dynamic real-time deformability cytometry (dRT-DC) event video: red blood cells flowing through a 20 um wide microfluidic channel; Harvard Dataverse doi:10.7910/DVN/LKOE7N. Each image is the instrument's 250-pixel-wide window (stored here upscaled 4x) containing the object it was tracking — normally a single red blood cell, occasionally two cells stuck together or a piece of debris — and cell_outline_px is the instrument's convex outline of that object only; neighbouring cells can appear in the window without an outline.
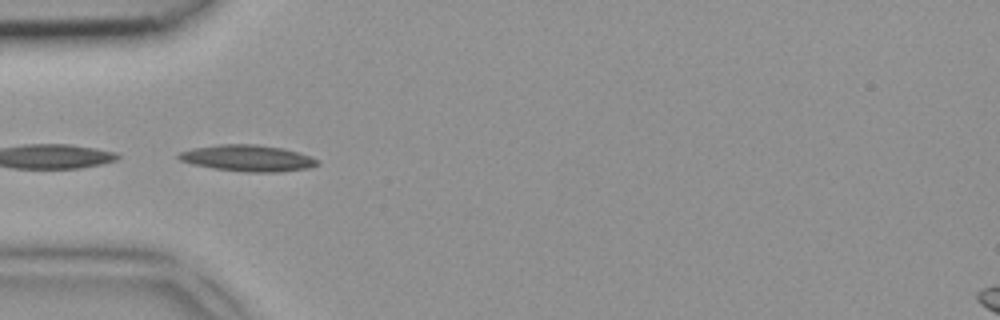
{"species": "common noctule bat (a hibernating species)", "species_latin": "Nyctalus noctula", "temperature_condition": "room temperature", "stored_images_in_passage": 5, "camera_frame_rate_fps": 3000, "um_per_image_px": 0.085, "animal": {"sex": "female", "body_mass_g": 18.4}, "frame": {"image": 1, "passage_image": 4, "time_ms": 1.0, "image_size_px": [1000, 320], "cell_outline_px": [[320, 164], [308, 168], [276, 172], [244, 172], [212, 168], [192, 164], [180, 160], [176, 156], [180, 152], [192, 148], [220, 144], [256, 144], [284, 148], [320, 160]], "centroid_in_image_um": [21.03, 13.44], "position_along_channel_um": 64.0, "area_um2": 21.33}}